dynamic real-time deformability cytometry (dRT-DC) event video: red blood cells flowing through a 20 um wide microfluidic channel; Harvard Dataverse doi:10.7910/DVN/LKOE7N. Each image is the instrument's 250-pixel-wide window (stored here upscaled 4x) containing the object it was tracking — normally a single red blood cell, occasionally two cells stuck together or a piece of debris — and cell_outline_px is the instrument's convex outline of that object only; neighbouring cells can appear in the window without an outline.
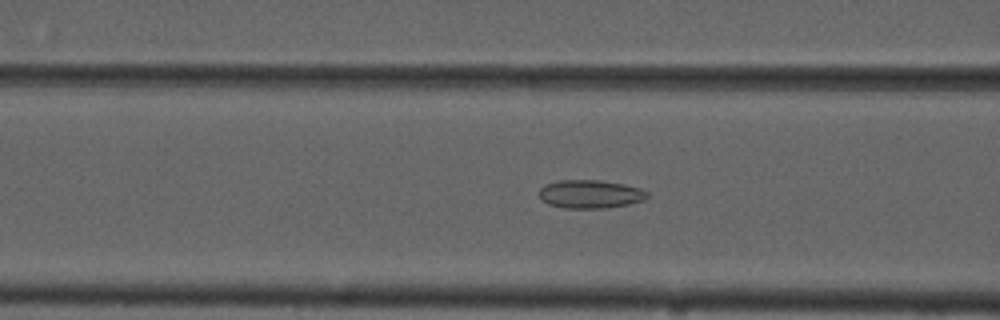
{"species": "common noctule bat (a hibernating species)", "species_latin": "Nyctalus noctula", "temperature_condition": "cold", "stored_images_in_passage": 33, "camera_frame_rate_fps": 3000, "um_per_image_px": 0.085, "animal": {"sex": "male", "forearm_length_mm": 52.5}, "frame": {"image": 1, "passage_image": 6, "time_ms": 1.667, "image_size_px": [1000, 320], "cell_outline_px": [[648, 196], [644, 200], [628, 204], [608, 208], [564, 208], [548, 204], [540, 196], [540, 188], [544, 184], [560, 180], [596, 180], [624, 184], [640, 188], [648, 192]], "centroid_in_image_um": [50.18, 16.5], "position_along_channel_um": 116.4, "area_um2": 17.8}}
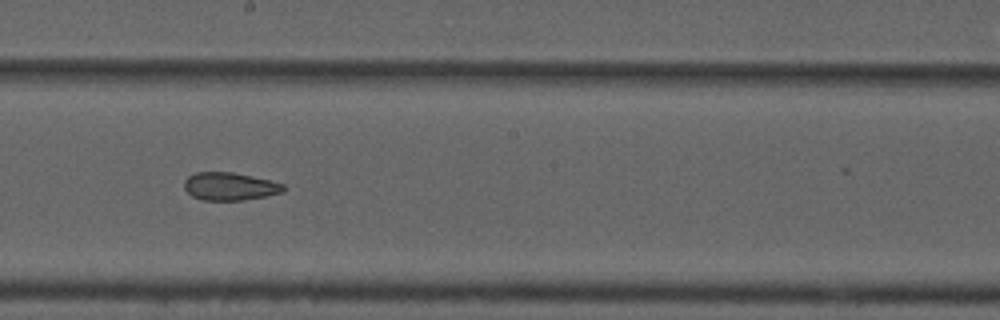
{"frame": {"image": 2, "passage_image": 15, "time_ms": 4.667, "image_size_px": [1000, 320], "cell_outline_px": [[288, 188], [284, 192], [244, 200], [200, 200], [192, 196], [184, 188], [184, 180], [188, 176], [196, 172], [232, 172], [252, 176], [284, 184]], "centroid_in_image_um": [19.53, 15.84], "position_along_channel_um": 228.7, "area_um2": 16.18}}
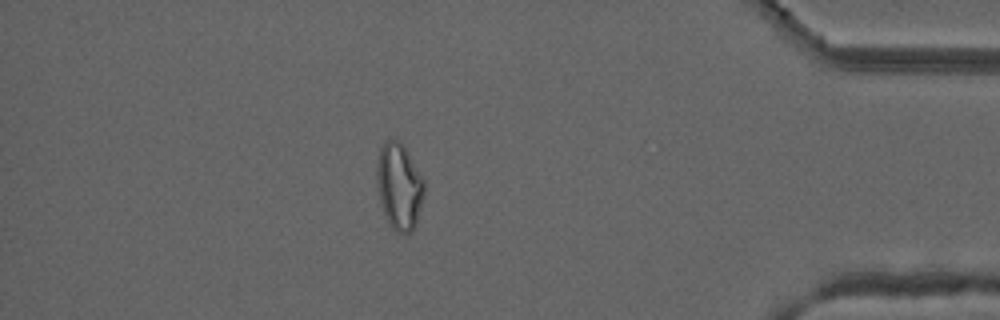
{"frame": {"image": 3, "passage_image": 32, "time_ms": 10.333, "image_size_px": [1000, 320], "cell_outline_px": [[424, 192], [416, 224], [412, 232], [396, 232], [388, 224], [380, 204], [376, 188], [376, 160], [380, 148], [384, 140], [400, 140], [404, 144], [424, 180]], "centroid_in_image_um": [33.89, 15.81], "position_along_channel_um": 401.3, "area_um2": 24.33}}